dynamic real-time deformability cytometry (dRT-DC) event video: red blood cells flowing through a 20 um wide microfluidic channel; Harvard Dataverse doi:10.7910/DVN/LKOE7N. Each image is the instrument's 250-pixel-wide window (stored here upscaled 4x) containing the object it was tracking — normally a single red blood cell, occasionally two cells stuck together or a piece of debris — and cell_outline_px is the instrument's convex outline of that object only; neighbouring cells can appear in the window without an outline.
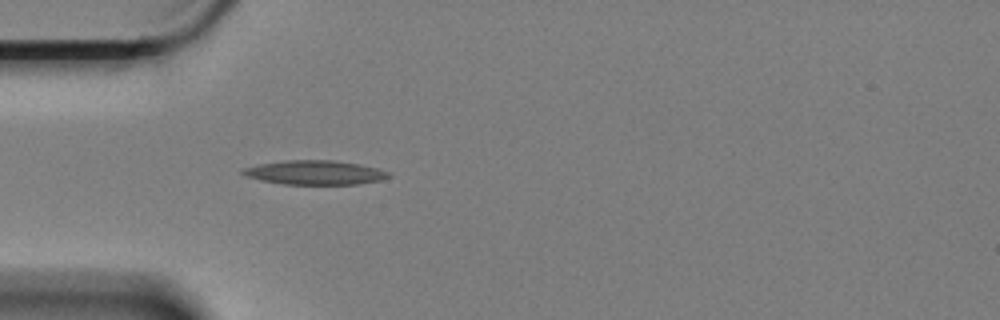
{"species": "Egyptian fruit bat (a non-hibernating species)", "species_latin": "Rousettus aegyptiacus", "temperature_condition": "cold", "stored_images_in_passage": 1, "camera_frame_rate_fps": 3000, "um_per_image_px": 0.085, "animal": {"sex": "female"}, "frame": {"image": 1, "passage_image": 1, "time_ms": 0.0, "image_size_px": [1000, 320], "cell_outline_px": [[392, 176], [384, 180], [356, 184], [284, 184], [260, 180], [244, 176], [240, 172], [244, 168], [260, 164], [284, 160], [336, 160], [360, 164], [392, 172]], "centroid_in_image_um": [26.81, 14.66], "position_along_channel_um": 58.2, "area_um2": 20.75}}